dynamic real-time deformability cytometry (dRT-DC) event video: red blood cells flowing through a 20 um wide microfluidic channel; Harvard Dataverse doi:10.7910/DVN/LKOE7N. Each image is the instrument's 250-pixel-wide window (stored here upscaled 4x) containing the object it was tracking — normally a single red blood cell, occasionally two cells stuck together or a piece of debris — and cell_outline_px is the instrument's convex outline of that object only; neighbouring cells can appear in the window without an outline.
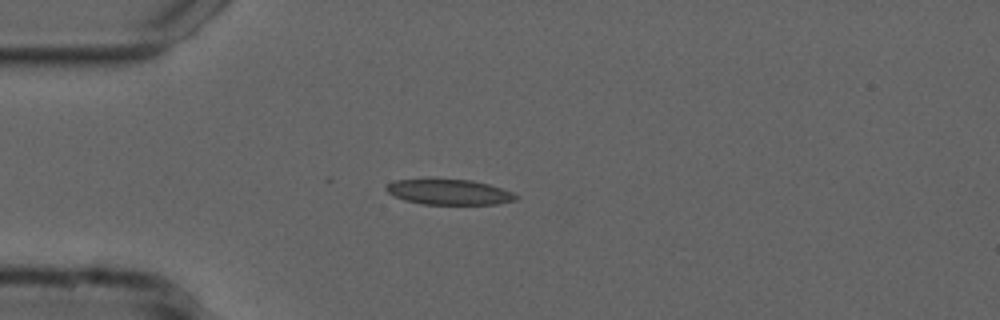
{"species": "common noctule bat (a hibernating species)", "species_latin": "Nyctalus noctula", "temperature_condition": "cold", "stored_images_in_passage": 41, "camera_frame_rate_fps": 3000, "um_per_image_px": 0.085, "animal": {"sex": "male", "forearm_length_mm": 52.5}, "frame": {"image": 1, "passage_image": 1, "time_ms": 0.0, "image_size_px": [1000, 320], "cell_outline_px": [[520, 196], [516, 200], [496, 204], [424, 204], [404, 200], [388, 192], [384, 188], [388, 184], [396, 180], [472, 180], [488, 184], [512, 192]], "centroid_in_image_um": [38.21, 16.33], "position_along_channel_um": 46.8, "area_um2": 18.79}}
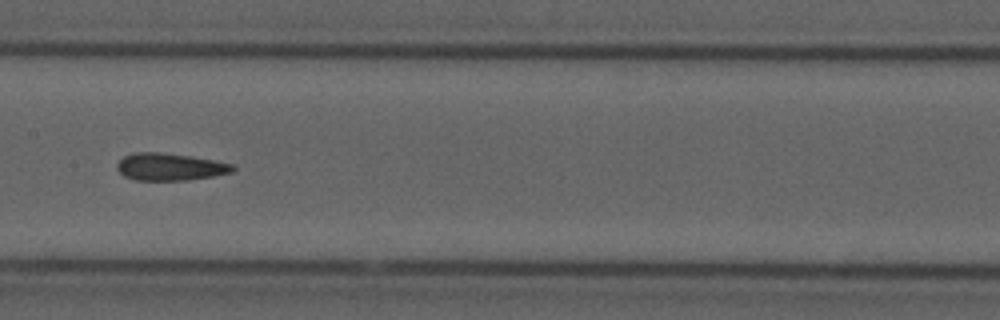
{"frame": {"image": 2, "passage_image": 14, "time_ms": 4.333, "image_size_px": [1000, 320], "cell_outline_px": [[236, 168], [232, 172], [212, 176], [188, 180], [136, 180], [124, 176], [116, 168], [116, 164], [124, 156], [136, 152], [160, 152], [192, 156], [232, 164]], "centroid_in_image_um": [14.43, 14.18], "position_along_channel_um": 193.0, "area_um2": 18.32}}
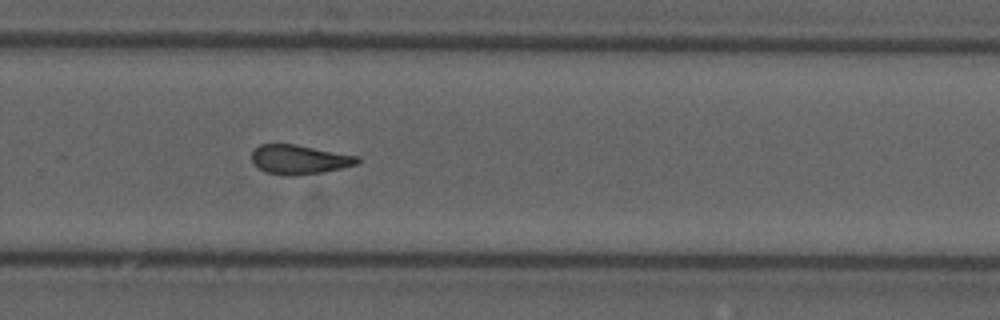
{"frame": {"image": 3, "passage_image": 23, "time_ms": 7.333, "image_size_px": [1000, 320], "cell_outline_px": [[360, 160], [356, 164], [340, 168], [320, 172], [292, 176], [288, 176], [264, 172], [252, 160], [252, 152], [260, 144], [296, 144], [360, 156]], "centroid_in_image_um": [25.45, 13.55], "position_along_channel_um": 304.4, "area_um2": 17.92}, "authors_computed_cell_mechanics": {"area_um2": 18.3226, "velocity_mm_per_s": 3.7313, "shape_relaxation_time_tau1_ms": null, "shape_relaxation_time_tau2_ms": 2.8183, "deformation_change_tau1": null, "deformation_change_tau2": 0.1119}}